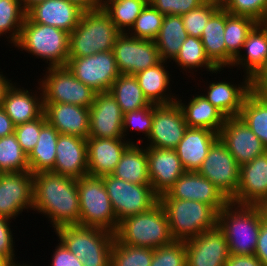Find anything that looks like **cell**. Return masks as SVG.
Wrapping results in <instances>:
<instances>
[{
	"label": "cell",
	"mask_w": 267,
	"mask_h": 266,
	"mask_svg": "<svg viewBox=\"0 0 267 266\" xmlns=\"http://www.w3.org/2000/svg\"><path fill=\"white\" fill-rule=\"evenodd\" d=\"M33 210L50 218L54 230L79 225L77 179L52 171L33 174Z\"/></svg>",
	"instance_id": "6da1fadb"
},
{
	"label": "cell",
	"mask_w": 267,
	"mask_h": 266,
	"mask_svg": "<svg viewBox=\"0 0 267 266\" xmlns=\"http://www.w3.org/2000/svg\"><path fill=\"white\" fill-rule=\"evenodd\" d=\"M114 235L123 244L150 249H156L174 241L168 217L159 201L148 211L119 221Z\"/></svg>",
	"instance_id": "7a4b0ae2"
},
{
	"label": "cell",
	"mask_w": 267,
	"mask_h": 266,
	"mask_svg": "<svg viewBox=\"0 0 267 266\" xmlns=\"http://www.w3.org/2000/svg\"><path fill=\"white\" fill-rule=\"evenodd\" d=\"M261 224L262 217L256 205L230 201L218 212L217 226L225 235L230 254H255Z\"/></svg>",
	"instance_id": "3957f363"
},
{
	"label": "cell",
	"mask_w": 267,
	"mask_h": 266,
	"mask_svg": "<svg viewBox=\"0 0 267 266\" xmlns=\"http://www.w3.org/2000/svg\"><path fill=\"white\" fill-rule=\"evenodd\" d=\"M120 34L101 6L84 11L78 25L69 33V57H85L112 51Z\"/></svg>",
	"instance_id": "277c9868"
},
{
	"label": "cell",
	"mask_w": 267,
	"mask_h": 266,
	"mask_svg": "<svg viewBox=\"0 0 267 266\" xmlns=\"http://www.w3.org/2000/svg\"><path fill=\"white\" fill-rule=\"evenodd\" d=\"M58 239L83 266H110L114 233L102 228L68 225L55 230Z\"/></svg>",
	"instance_id": "5b68a950"
},
{
	"label": "cell",
	"mask_w": 267,
	"mask_h": 266,
	"mask_svg": "<svg viewBox=\"0 0 267 266\" xmlns=\"http://www.w3.org/2000/svg\"><path fill=\"white\" fill-rule=\"evenodd\" d=\"M159 202L174 240L187 241L217 226L218 212L209 204L176 198H159Z\"/></svg>",
	"instance_id": "8992f818"
},
{
	"label": "cell",
	"mask_w": 267,
	"mask_h": 266,
	"mask_svg": "<svg viewBox=\"0 0 267 266\" xmlns=\"http://www.w3.org/2000/svg\"><path fill=\"white\" fill-rule=\"evenodd\" d=\"M15 48L43 58L48 67L65 66L69 58V33L57 27L32 22L27 16Z\"/></svg>",
	"instance_id": "52a82bcc"
},
{
	"label": "cell",
	"mask_w": 267,
	"mask_h": 266,
	"mask_svg": "<svg viewBox=\"0 0 267 266\" xmlns=\"http://www.w3.org/2000/svg\"><path fill=\"white\" fill-rule=\"evenodd\" d=\"M80 220L79 225L117 230L116 219L102 177L86 175L77 179Z\"/></svg>",
	"instance_id": "ba28073f"
},
{
	"label": "cell",
	"mask_w": 267,
	"mask_h": 266,
	"mask_svg": "<svg viewBox=\"0 0 267 266\" xmlns=\"http://www.w3.org/2000/svg\"><path fill=\"white\" fill-rule=\"evenodd\" d=\"M117 221L148 211L158 201L150 184H134L111 175L102 176Z\"/></svg>",
	"instance_id": "9c48e42d"
},
{
	"label": "cell",
	"mask_w": 267,
	"mask_h": 266,
	"mask_svg": "<svg viewBox=\"0 0 267 266\" xmlns=\"http://www.w3.org/2000/svg\"><path fill=\"white\" fill-rule=\"evenodd\" d=\"M39 83L43 103H69L90 108L95 91L79 81L66 66L47 67Z\"/></svg>",
	"instance_id": "30bf717a"
},
{
	"label": "cell",
	"mask_w": 267,
	"mask_h": 266,
	"mask_svg": "<svg viewBox=\"0 0 267 266\" xmlns=\"http://www.w3.org/2000/svg\"><path fill=\"white\" fill-rule=\"evenodd\" d=\"M65 66L79 81L96 93L109 91L120 75L113 51L85 57H69Z\"/></svg>",
	"instance_id": "8fae6325"
},
{
	"label": "cell",
	"mask_w": 267,
	"mask_h": 266,
	"mask_svg": "<svg viewBox=\"0 0 267 266\" xmlns=\"http://www.w3.org/2000/svg\"><path fill=\"white\" fill-rule=\"evenodd\" d=\"M197 172L212 182L229 201L238 191L240 165L220 139L211 146Z\"/></svg>",
	"instance_id": "7c38bea8"
},
{
	"label": "cell",
	"mask_w": 267,
	"mask_h": 266,
	"mask_svg": "<svg viewBox=\"0 0 267 266\" xmlns=\"http://www.w3.org/2000/svg\"><path fill=\"white\" fill-rule=\"evenodd\" d=\"M112 51L120 74L135 75L162 61L155 41L138 39L127 33L117 37Z\"/></svg>",
	"instance_id": "4fadbf2b"
},
{
	"label": "cell",
	"mask_w": 267,
	"mask_h": 266,
	"mask_svg": "<svg viewBox=\"0 0 267 266\" xmlns=\"http://www.w3.org/2000/svg\"><path fill=\"white\" fill-rule=\"evenodd\" d=\"M188 126L177 101L169 104L153 105L151 133L147 139L151 147L175 149L184 137Z\"/></svg>",
	"instance_id": "5bb4252c"
},
{
	"label": "cell",
	"mask_w": 267,
	"mask_h": 266,
	"mask_svg": "<svg viewBox=\"0 0 267 266\" xmlns=\"http://www.w3.org/2000/svg\"><path fill=\"white\" fill-rule=\"evenodd\" d=\"M29 208L33 210V174L0 173V216L13 220Z\"/></svg>",
	"instance_id": "9a60e30c"
},
{
	"label": "cell",
	"mask_w": 267,
	"mask_h": 266,
	"mask_svg": "<svg viewBox=\"0 0 267 266\" xmlns=\"http://www.w3.org/2000/svg\"><path fill=\"white\" fill-rule=\"evenodd\" d=\"M123 117L120 106L109 91L95 93L89 108L88 138H123Z\"/></svg>",
	"instance_id": "2e32d148"
},
{
	"label": "cell",
	"mask_w": 267,
	"mask_h": 266,
	"mask_svg": "<svg viewBox=\"0 0 267 266\" xmlns=\"http://www.w3.org/2000/svg\"><path fill=\"white\" fill-rule=\"evenodd\" d=\"M187 266H225L229 247L223 231L216 226L185 241Z\"/></svg>",
	"instance_id": "e0dca14e"
},
{
	"label": "cell",
	"mask_w": 267,
	"mask_h": 266,
	"mask_svg": "<svg viewBox=\"0 0 267 266\" xmlns=\"http://www.w3.org/2000/svg\"><path fill=\"white\" fill-rule=\"evenodd\" d=\"M218 137L240 166L267 151L266 146L239 117L226 118Z\"/></svg>",
	"instance_id": "ac0fdd59"
},
{
	"label": "cell",
	"mask_w": 267,
	"mask_h": 266,
	"mask_svg": "<svg viewBox=\"0 0 267 266\" xmlns=\"http://www.w3.org/2000/svg\"><path fill=\"white\" fill-rule=\"evenodd\" d=\"M159 198L198 201L211 205L217 212L230 202L212 182L197 171H186Z\"/></svg>",
	"instance_id": "d6986e66"
},
{
	"label": "cell",
	"mask_w": 267,
	"mask_h": 266,
	"mask_svg": "<svg viewBox=\"0 0 267 266\" xmlns=\"http://www.w3.org/2000/svg\"><path fill=\"white\" fill-rule=\"evenodd\" d=\"M150 185L160 197L186 172L175 149L146 146Z\"/></svg>",
	"instance_id": "ffe728a7"
},
{
	"label": "cell",
	"mask_w": 267,
	"mask_h": 266,
	"mask_svg": "<svg viewBox=\"0 0 267 266\" xmlns=\"http://www.w3.org/2000/svg\"><path fill=\"white\" fill-rule=\"evenodd\" d=\"M267 197V151L240 166L238 191L230 200L241 205H257Z\"/></svg>",
	"instance_id": "44dd1931"
},
{
	"label": "cell",
	"mask_w": 267,
	"mask_h": 266,
	"mask_svg": "<svg viewBox=\"0 0 267 266\" xmlns=\"http://www.w3.org/2000/svg\"><path fill=\"white\" fill-rule=\"evenodd\" d=\"M242 50L245 54H239L231 67L241 65L256 84L267 72V22H258L252 28Z\"/></svg>",
	"instance_id": "7402d4cb"
},
{
	"label": "cell",
	"mask_w": 267,
	"mask_h": 266,
	"mask_svg": "<svg viewBox=\"0 0 267 266\" xmlns=\"http://www.w3.org/2000/svg\"><path fill=\"white\" fill-rule=\"evenodd\" d=\"M51 171L75 179L88 175L86 139L59 134L56 145V160Z\"/></svg>",
	"instance_id": "603a6c76"
},
{
	"label": "cell",
	"mask_w": 267,
	"mask_h": 266,
	"mask_svg": "<svg viewBox=\"0 0 267 266\" xmlns=\"http://www.w3.org/2000/svg\"><path fill=\"white\" fill-rule=\"evenodd\" d=\"M128 140L87 138L88 175L96 177L111 175L126 148L134 144Z\"/></svg>",
	"instance_id": "cb8c5ba5"
},
{
	"label": "cell",
	"mask_w": 267,
	"mask_h": 266,
	"mask_svg": "<svg viewBox=\"0 0 267 266\" xmlns=\"http://www.w3.org/2000/svg\"><path fill=\"white\" fill-rule=\"evenodd\" d=\"M84 12L68 0H44L35 4L26 16L34 23L60 28L71 33L78 25Z\"/></svg>",
	"instance_id": "d4e9b609"
},
{
	"label": "cell",
	"mask_w": 267,
	"mask_h": 266,
	"mask_svg": "<svg viewBox=\"0 0 267 266\" xmlns=\"http://www.w3.org/2000/svg\"><path fill=\"white\" fill-rule=\"evenodd\" d=\"M46 121L59 134L87 139L89 136V108L69 103H43Z\"/></svg>",
	"instance_id": "484cf974"
},
{
	"label": "cell",
	"mask_w": 267,
	"mask_h": 266,
	"mask_svg": "<svg viewBox=\"0 0 267 266\" xmlns=\"http://www.w3.org/2000/svg\"><path fill=\"white\" fill-rule=\"evenodd\" d=\"M243 76V82L238 85L226 81L210 82L206 94H201L227 118L238 117L246 96L256 86L248 76Z\"/></svg>",
	"instance_id": "4316f807"
},
{
	"label": "cell",
	"mask_w": 267,
	"mask_h": 266,
	"mask_svg": "<svg viewBox=\"0 0 267 266\" xmlns=\"http://www.w3.org/2000/svg\"><path fill=\"white\" fill-rule=\"evenodd\" d=\"M218 139V133L212 130L188 127L175 148L184 169L198 171L211 146Z\"/></svg>",
	"instance_id": "83f0119b"
},
{
	"label": "cell",
	"mask_w": 267,
	"mask_h": 266,
	"mask_svg": "<svg viewBox=\"0 0 267 266\" xmlns=\"http://www.w3.org/2000/svg\"><path fill=\"white\" fill-rule=\"evenodd\" d=\"M38 90L41 91L40 95L37 91L34 94L23 87L21 89L15 83L8 89L2 108L15 126L33 121L44 113L41 86Z\"/></svg>",
	"instance_id": "f1b7e54d"
},
{
	"label": "cell",
	"mask_w": 267,
	"mask_h": 266,
	"mask_svg": "<svg viewBox=\"0 0 267 266\" xmlns=\"http://www.w3.org/2000/svg\"><path fill=\"white\" fill-rule=\"evenodd\" d=\"M176 101L188 127L209 129L219 134L227 117L202 94L193 96L188 104L182 103L180 98Z\"/></svg>",
	"instance_id": "f546056e"
},
{
	"label": "cell",
	"mask_w": 267,
	"mask_h": 266,
	"mask_svg": "<svg viewBox=\"0 0 267 266\" xmlns=\"http://www.w3.org/2000/svg\"><path fill=\"white\" fill-rule=\"evenodd\" d=\"M165 64H167L165 61H161L156 66L142 70L134 75L145 97L154 105L169 104L178 99L175 98V94L173 96L169 92L168 86H170L171 75H169Z\"/></svg>",
	"instance_id": "4dcf8cb0"
},
{
	"label": "cell",
	"mask_w": 267,
	"mask_h": 266,
	"mask_svg": "<svg viewBox=\"0 0 267 266\" xmlns=\"http://www.w3.org/2000/svg\"><path fill=\"white\" fill-rule=\"evenodd\" d=\"M130 144L122 154L112 175L134 184H150L146 147L139 143Z\"/></svg>",
	"instance_id": "1f68e13d"
},
{
	"label": "cell",
	"mask_w": 267,
	"mask_h": 266,
	"mask_svg": "<svg viewBox=\"0 0 267 266\" xmlns=\"http://www.w3.org/2000/svg\"><path fill=\"white\" fill-rule=\"evenodd\" d=\"M226 25V10L220 7L204 27L201 40L209 60L218 68L226 67V46L224 30Z\"/></svg>",
	"instance_id": "d6a6232c"
},
{
	"label": "cell",
	"mask_w": 267,
	"mask_h": 266,
	"mask_svg": "<svg viewBox=\"0 0 267 266\" xmlns=\"http://www.w3.org/2000/svg\"><path fill=\"white\" fill-rule=\"evenodd\" d=\"M238 117L267 148V92L255 86L246 96Z\"/></svg>",
	"instance_id": "836d02e7"
},
{
	"label": "cell",
	"mask_w": 267,
	"mask_h": 266,
	"mask_svg": "<svg viewBox=\"0 0 267 266\" xmlns=\"http://www.w3.org/2000/svg\"><path fill=\"white\" fill-rule=\"evenodd\" d=\"M59 132L47 121L42 125L37 144L27 155L32 174L51 171L56 160V145Z\"/></svg>",
	"instance_id": "e575fe53"
},
{
	"label": "cell",
	"mask_w": 267,
	"mask_h": 266,
	"mask_svg": "<svg viewBox=\"0 0 267 266\" xmlns=\"http://www.w3.org/2000/svg\"><path fill=\"white\" fill-rule=\"evenodd\" d=\"M187 36L181 16L165 15L155 39L161 60H174Z\"/></svg>",
	"instance_id": "d590c367"
},
{
	"label": "cell",
	"mask_w": 267,
	"mask_h": 266,
	"mask_svg": "<svg viewBox=\"0 0 267 266\" xmlns=\"http://www.w3.org/2000/svg\"><path fill=\"white\" fill-rule=\"evenodd\" d=\"M258 22L244 15H234L226 11L224 41L226 46V67L233 64L239 54L243 53V45L249 32Z\"/></svg>",
	"instance_id": "8d00e7d4"
},
{
	"label": "cell",
	"mask_w": 267,
	"mask_h": 266,
	"mask_svg": "<svg viewBox=\"0 0 267 266\" xmlns=\"http://www.w3.org/2000/svg\"><path fill=\"white\" fill-rule=\"evenodd\" d=\"M109 92L116 99L123 114L154 105L147 100L134 75L120 74L112 83Z\"/></svg>",
	"instance_id": "74e56055"
},
{
	"label": "cell",
	"mask_w": 267,
	"mask_h": 266,
	"mask_svg": "<svg viewBox=\"0 0 267 266\" xmlns=\"http://www.w3.org/2000/svg\"><path fill=\"white\" fill-rule=\"evenodd\" d=\"M100 6L110 16L121 33L128 32L148 0H99ZM127 30H126V29Z\"/></svg>",
	"instance_id": "f35d334b"
},
{
	"label": "cell",
	"mask_w": 267,
	"mask_h": 266,
	"mask_svg": "<svg viewBox=\"0 0 267 266\" xmlns=\"http://www.w3.org/2000/svg\"><path fill=\"white\" fill-rule=\"evenodd\" d=\"M173 61L185 71L199 67L206 68L212 74H217L218 71L219 73L221 71L207 57L202 40L190 35L183 42L180 51Z\"/></svg>",
	"instance_id": "ab89813d"
},
{
	"label": "cell",
	"mask_w": 267,
	"mask_h": 266,
	"mask_svg": "<svg viewBox=\"0 0 267 266\" xmlns=\"http://www.w3.org/2000/svg\"><path fill=\"white\" fill-rule=\"evenodd\" d=\"M25 18L26 11L20 0H0V36L6 35L10 31L7 39L9 38L8 42L13 45L20 37Z\"/></svg>",
	"instance_id": "60d3db41"
},
{
	"label": "cell",
	"mask_w": 267,
	"mask_h": 266,
	"mask_svg": "<svg viewBox=\"0 0 267 266\" xmlns=\"http://www.w3.org/2000/svg\"><path fill=\"white\" fill-rule=\"evenodd\" d=\"M30 171L27 154L15 134L0 138V173Z\"/></svg>",
	"instance_id": "b9f144b4"
},
{
	"label": "cell",
	"mask_w": 267,
	"mask_h": 266,
	"mask_svg": "<svg viewBox=\"0 0 267 266\" xmlns=\"http://www.w3.org/2000/svg\"><path fill=\"white\" fill-rule=\"evenodd\" d=\"M152 257L153 249L129 246L115 238L110 266H150Z\"/></svg>",
	"instance_id": "7bdbcfd3"
},
{
	"label": "cell",
	"mask_w": 267,
	"mask_h": 266,
	"mask_svg": "<svg viewBox=\"0 0 267 266\" xmlns=\"http://www.w3.org/2000/svg\"><path fill=\"white\" fill-rule=\"evenodd\" d=\"M163 18L164 15L148 2L136 18L131 29L126 33L138 39L155 41L162 26Z\"/></svg>",
	"instance_id": "ee69618b"
},
{
	"label": "cell",
	"mask_w": 267,
	"mask_h": 266,
	"mask_svg": "<svg viewBox=\"0 0 267 266\" xmlns=\"http://www.w3.org/2000/svg\"><path fill=\"white\" fill-rule=\"evenodd\" d=\"M220 7L221 6L216 3L205 1L198 8L181 15L187 34L196 38H201L204 27L208 23L210 17Z\"/></svg>",
	"instance_id": "f6af8a7d"
},
{
	"label": "cell",
	"mask_w": 267,
	"mask_h": 266,
	"mask_svg": "<svg viewBox=\"0 0 267 266\" xmlns=\"http://www.w3.org/2000/svg\"><path fill=\"white\" fill-rule=\"evenodd\" d=\"M185 241L172 243L153 249L150 266H187Z\"/></svg>",
	"instance_id": "bcb514c9"
},
{
	"label": "cell",
	"mask_w": 267,
	"mask_h": 266,
	"mask_svg": "<svg viewBox=\"0 0 267 266\" xmlns=\"http://www.w3.org/2000/svg\"><path fill=\"white\" fill-rule=\"evenodd\" d=\"M228 13L267 22V0H227L222 6Z\"/></svg>",
	"instance_id": "7dc6e473"
},
{
	"label": "cell",
	"mask_w": 267,
	"mask_h": 266,
	"mask_svg": "<svg viewBox=\"0 0 267 266\" xmlns=\"http://www.w3.org/2000/svg\"><path fill=\"white\" fill-rule=\"evenodd\" d=\"M152 121L153 105L125 113L123 117V138L125 139L127 136L126 132H129V128L144 133V136L148 138L152 129Z\"/></svg>",
	"instance_id": "c3c4849f"
},
{
	"label": "cell",
	"mask_w": 267,
	"mask_h": 266,
	"mask_svg": "<svg viewBox=\"0 0 267 266\" xmlns=\"http://www.w3.org/2000/svg\"><path fill=\"white\" fill-rule=\"evenodd\" d=\"M46 122L44 113L37 119L15 126L14 134L22 150L28 155L38 141L42 125Z\"/></svg>",
	"instance_id": "681fc988"
},
{
	"label": "cell",
	"mask_w": 267,
	"mask_h": 266,
	"mask_svg": "<svg viewBox=\"0 0 267 266\" xmlns=\"http://www.w3.org/2000/svg\"><path fill=\"white\" fill-rule=\"evenodd\" d=\"M161 14L181 16L190 10L198 8L204 0H149L148 1Z\"/></svg>",
	"instance_id": "f907efd6"
},
{
	"label": "cell",
	"mask_w": 267,
	"mask_h": 266,
	"mask_svg": "<svg viewBox=\"0 0 267 266\" xmlns=\"http://www.w3.org/2000/svg\"><path fill=\"white\" fill-rule=\"evenodd\" d=\"M10 219L0 216V255L4 256L10 263L16 262L14 251V238L11 231Z\"/></svg>",
	"instance_id": "816d5d0a"
},
{
	"label": "cell",
	"mask_w": 267,
	"mask_h": 266,
	"mask_svg": "<svg viewBox=\"0 0 267 266\" xmlns=\"http://www.w3.org/2000/svg\"><path fill=\"white\" fill-rule=\"evenodd\" d=\"M52 255L51 266H83L75 254L69 251L60 241Z\"/></svg>",
	"instance_id": "f5cc1de1"
},
{
	"label": "cell",
	"mask_w": 267,
	"mask_h": 266,
	"mask_svg": "<svg viewBox=\"0 0 267 266\" xmlns=\"http://www.w3.org/2000/svg\"><path fill=\"white\" fill-rule=\"evenodd\" d=\"M264 266H267V222L262 220L254 254Z\"/></svg>",
	"instance_id": "db71d44e"
},
{
	"label": "cell",
	"mask_w": 267,
	"mask_h": 266,
	"mask_svg": "<svg viewBox=\"0 0 267 266\" xmlns=\"http://www.w3.org/2000/svg\"><path fill=\"white\" fill-rule=\"evenodd\" d=\"M225 266H264L261 261L253 255L230 254Z\"/></svg>",
	"instance_id": "11a10c76"
},
{
	"label": "cell",
	"mask_w": 267,
	"mask_h": 266,
	"mask_svg": "<svg viewBox=\"0 0 267 266\" xmlns=\"http://www.w3.org/2000/svg\"><path fill=\"white\" fill-rule=\"evenodd\" d=\"M15 125L12 123L10 117L6 114L5 110L0 107V138L13 134Z\"/></svg>",
	"instance_id": "9f6ffc18"
},
{
	"label": "cell",
	"mask_w": 267,
	"mask_h": 266,
	"mask_svg": "<svg viewBox=\"0 0 267 266\" xmlns=\"http://www.w3.org/2000/svg\"><path fill=\"white\" fill-rule=\"evenodd\" d=\"M68 1L75 3L84 11H89L100 7L99 0H68Z\"/></svg>",
	"instance_id": "6f0895ef"
},
{
	"label": "cell",
	"mask_w": 267,
	"mask_h": 266,
	"mask_svg": "<svg viewBox=\"0 0 267 266\" xmlns=\"http://www.w3.org/2000/svg\"><path fill=\"white\" fill-rule=\"evenodd\" d=\"M0 73H3V72H0ZM12 84L13 83L11 80H8V78L5 77V75L3 76V74H0V107L3 106L6 93L8 89L12 86Z\"/></svg>",
	"instance_id": "680465c9"
},
{
	"label": "cell",
	"mask_w": 267,
	"mask_h": 266,
	"mask_svg": "<svg viewBox=\"0 0 267 266\" xmlns=\"http://www.w3.org/2000/svg\"><path fill=\"white\" fill-rule=\"evenodd\" d=\"M256 207L260 211L262 220L267 222V197L263 198L257 205Z\"/></svg>",
	"instance_id": "91938a15"
},
{
	"label": "cell",
	"mask_w": 267,
	"mask_h": 266,
	"mask_svg": "<svg viewBox=\"0 0 267 266\" xmlns=\"http://www.w3.org/2000/svg\"><path fill=\"white\" fill-rule=\"evenodd\" d=\"M44 0H20L24 10L27 12L35 4L43 2Z\"/></svg>",
	"instance_id": "94428289"
},
{
	"label": "cell",
	"mask_w": 267,
	"mask_h": 266,
	"mask_svg": "<svg viewBox=\"0 0 267 266\" xmlns=\"http://www.w3.org/2000/svg\"><path fill=\"white\" fill-rule=\"evenodd\" d=\"M256 87L259 90H262L264 92L267 91V72L265 73V75L256 83Z\"/></svg>",
	"instance_id": "6125c7cd"
},
{
	"label": "cell",
	"mask_w": 267,
	"mask_h": 266,
	"mask_svg": "<svg viewBox=\"0 0 267 266\" xmlns=\"http://www.w3.org/2000/svg\"><path fill=\"white\" fill-rule=\"evenodd\" d=\"M10 262L2 255H0V266H8Z\"/></svg>",
	"instance_id": "be15d7a7"
},
{
	"label": "cell",
	"mask_w": 267,
	"mask_h": 266,
	"mask_svg": "<svg viewBox=\"0 0 267 266\" xmlns=\"http://www.w3.org/2000/svg\"><path fill=\"white\" fill-rule=\"evenodd\" d=\"M204 1H208L211 3H216L218 5H220L221 7L226 3L227 0H204Z\"/></svg>",
	"instance_id": "e7e4bbea"
},
{
	"label": "cell",
	"mask_w": 267,
	"mask_h": 266,
	"mask_svg": "<svg viewBox=\"0 0 267 266\" xmlns=\"http://www.w3.org/2000/svg\"><path fill=\"white\" fill-rule=\"evenodd\" d=\"M8 266H30V265H27V264L24 265V263L21 264V263H18V261H17V262L10 263Z\"/></svg>",
	"instance_id": "03108f58"
}]
</instances>
